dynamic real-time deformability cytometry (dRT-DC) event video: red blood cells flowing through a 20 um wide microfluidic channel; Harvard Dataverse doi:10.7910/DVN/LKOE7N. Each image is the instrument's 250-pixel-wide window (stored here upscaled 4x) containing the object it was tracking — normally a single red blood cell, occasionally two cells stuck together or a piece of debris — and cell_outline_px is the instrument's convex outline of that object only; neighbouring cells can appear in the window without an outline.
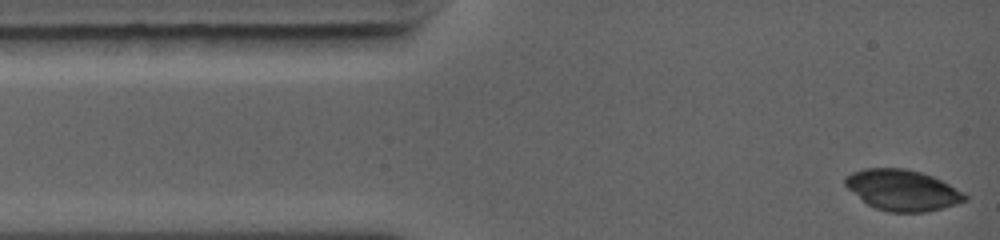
{"species": "common noctule bat (a hibernating species)", "species_latin": "Nyctalus noctula", "temperature_condition": "warm", "stored_images_in_passage": 9, "camera_frame_rate_fps": 5000, "um_per_image_px": 0.085, "animal": {"sex": "female", "body_mass_g": 19.0, "forearm_length_mm": 56.7}, "frame": {"image": 1, "passage_image": 1, "time_ms": 0.0, "image_size_px": [1000, 240], "cell_outline_px": [[968, 200], [944, 208], [924, 212], [888, 212], [876, 208], [868, 204], [848, 188], [844, 184], [844, 176], [852, 172], [864, 168], [904, 168], [920, 172], [932, 176], [964, 192], [968, 196]], "centroid_in_image_um": [76.71, 16.16], "position_along_channel_um": 8.3, "area_um2": 28.44}}